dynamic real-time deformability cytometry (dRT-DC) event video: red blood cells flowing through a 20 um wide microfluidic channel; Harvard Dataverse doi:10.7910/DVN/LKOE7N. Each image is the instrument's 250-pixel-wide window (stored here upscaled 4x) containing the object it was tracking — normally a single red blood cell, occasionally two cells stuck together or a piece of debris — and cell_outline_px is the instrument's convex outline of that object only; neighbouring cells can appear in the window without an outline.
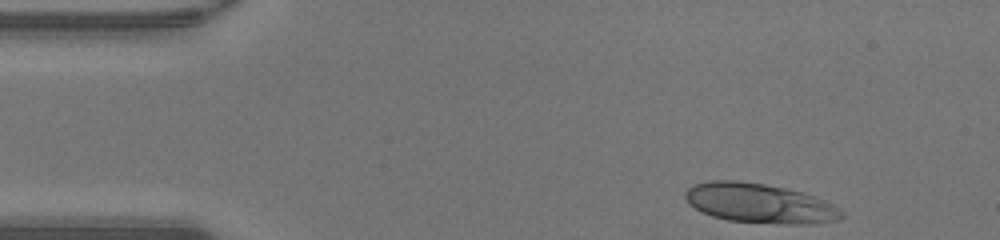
{"species": "human", "species_latin": "Homo sapiens", "temperature_condition": "warm", "stored_images_in_passage": 34, "camera_frame_rate_fps": 3000, "um_per_image_px": 0.085, "donor": {"sex": "male"}, "frame": {"image": 1, "passage_image": 1, "time_ms": 0.0, "image_size_px": [1000, 240], "cell_outline_px": [[844, 216], [840, 220], [812, 224], [780, 224], [728, 220], [712, 216], [688, 204], [684, 196], [684, 192], [692, 184], [708, 180], [736, 180], [764, 184], [788, 188], [804, 192], [816, 196], [840, 208], [844, 212]], "centroid_in_image_um": [64.59, 17.27], "position_along_channel_um": 20.4, "area_um2": 36.53}}
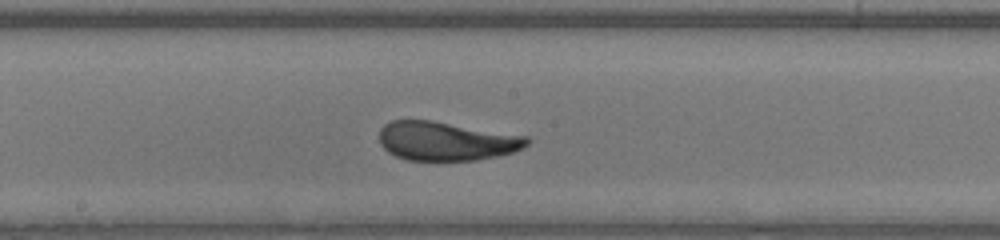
{"frame": {"image": 2, "passage_image": 20, "time_ms": 6.333, "image_size_px": [1000, 240], "cell_outline_px": [[532, 140], [524, 148], [500, 156], [476, 160], [408, 160], [396, 156], [388, 152], [380, 144], [380, 128], [384, 124], [392, 120], [432, 120], [528, 136]], "centroid_in_image_um": [37.96, 11.99], "position_along_channel_um": 210.2, "area_um2": 33.7}}
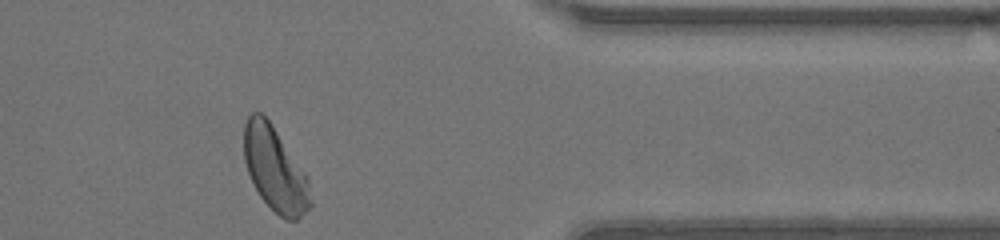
{"frame": {"image": 3, "passage_image": 34, "time_ms": 11.0, "image_size_px": [1000, 240], "cell_outline_px": [[312, 204], [296, 220], [284, 220], [260, 196], [248, 172], [244, 160], [244, 124], [248, 116], [252, 112], [260, 112], [268, 120], [308, 176]], "centroid_in_image_um": [23.37, 14.38], "position_along_channel_um": 388.0, "area_um2": 32.19}, "authors_computed_cell_mechanics": {"area_um2": 34.4199, "velocity_mm_per_s": 4.2987, "shape_relaxation_time_tau1_ms": 5.0441, "shape_relaxation_time_tau2_ms": null, "deformation_change_tau1": 0.2021, "deformation_change_tau2": null}}